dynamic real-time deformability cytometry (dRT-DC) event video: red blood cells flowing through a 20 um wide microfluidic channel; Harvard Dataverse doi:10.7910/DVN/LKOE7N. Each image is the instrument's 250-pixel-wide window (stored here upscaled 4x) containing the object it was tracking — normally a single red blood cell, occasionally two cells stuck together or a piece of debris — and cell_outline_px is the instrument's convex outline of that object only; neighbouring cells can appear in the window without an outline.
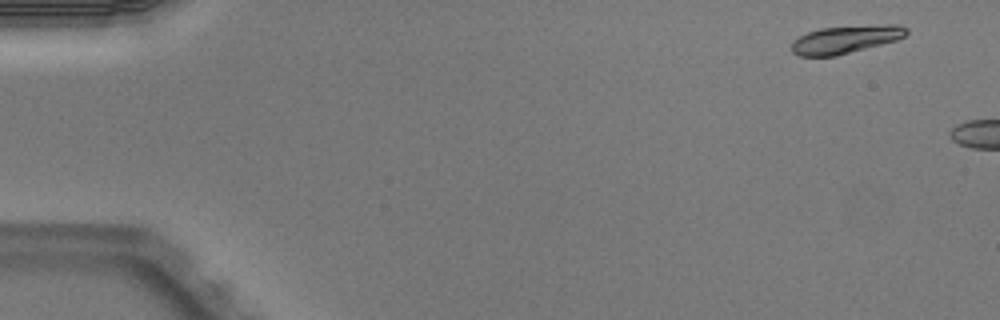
{"species": "Egyptian fruit bat (a non-hibernating species)", "species_latin": "Rousettus aegyptiacus", "temperature_condition": "warm", "stored_images_in_passage": 2, "camera_frame_rate_fps": 3000, "um_per_image_px": 0.085, "animal": {"sex": "male"}, "frame": {"image": 1, "passage_image": 1, "time_ms": 0.0, "image_size_px": [1000, 320], "cell_outline_px": [[908, 32], [904, 36], [896, 40], [836, 56], [800, 56], [792, 52], [792, 40], [808, 32], [820, 28], [884, 24], [900, 24], [908, 28]], "centroid_in_image_um": [71.88, 3.34], "position_along_channel_um": 13.1, "area_um2": 18.61}}